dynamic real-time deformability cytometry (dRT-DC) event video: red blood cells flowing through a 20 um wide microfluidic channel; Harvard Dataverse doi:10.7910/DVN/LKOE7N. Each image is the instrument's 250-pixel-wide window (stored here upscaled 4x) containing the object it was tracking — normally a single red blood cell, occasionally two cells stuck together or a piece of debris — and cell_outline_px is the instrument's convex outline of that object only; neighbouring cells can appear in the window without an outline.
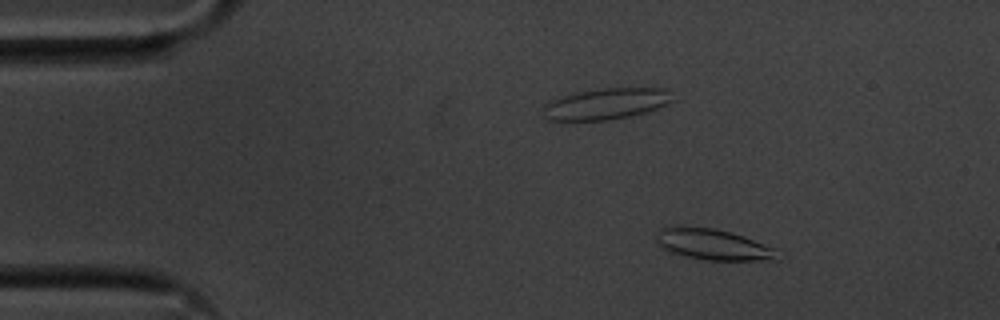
{"species": "common noctule bat (a hibernating species)", "species_latin": "Nyctalus noctula", "temperature_condition": "cold", "stored_images_in_passage": 54, "camera_frame_rate_fps": 3000, "um_per_image_px": 0.085, "animal": {"sex": "male", "body_mass_g": 20.1, "forearm_length_mm": 53.5}, "frame": {"image": 1, "passage_image": 7, "time_ms": 2.0, "image_size_px": [1000, 320], "cell_outline_px": [[780, 260], [704, 260], [668, 252], [660, 244], [656, 232], [660, 228], [672, 224], [680, 224], [712, 228], [732, 232], [744, 236], [776, 248]], "centroid_in_image_um": [60.6, 20.75], "position_along_channel_um": 24.4, "area_um2": 22.31}}
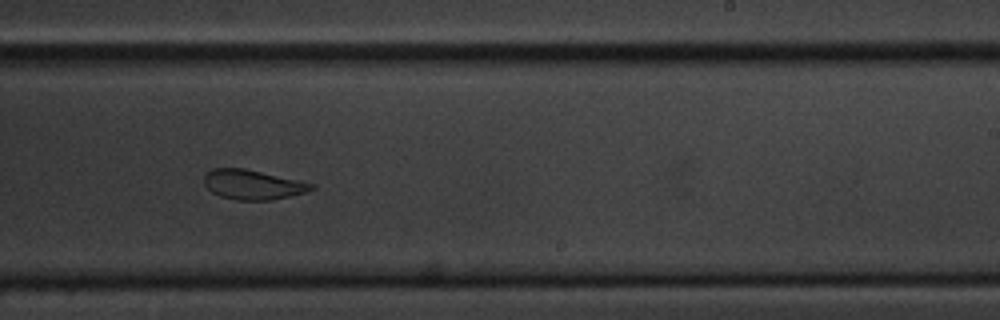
{"frame": {"image": 2, "passage_image": 33, "time_ms": 10.667, "image_size_px": [1000, 320], "cell_outline_px": [[316, 188], [304, 192], [272, 200], [236, 200], [220, 196], [212, 192], [204, 184], [204, 176], [212, 168], [244, 168], [316, 184]], "centroid_in_image_um": [21.48, 15.69], "position_along_channel_um": 267.5, "area_um2": 18.44}}
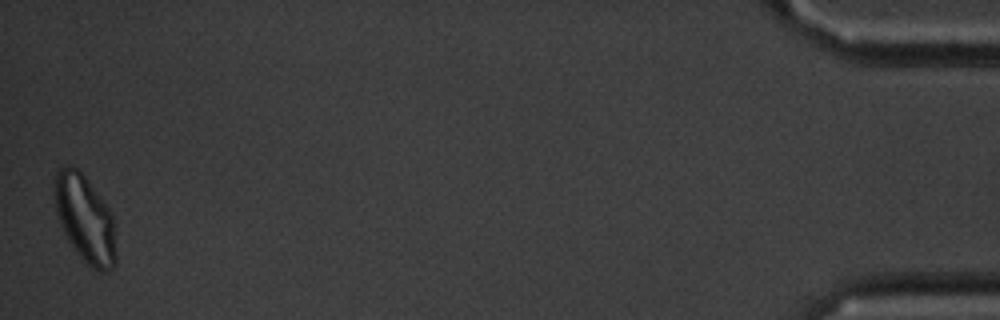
{"frame": {"image": 3, "passage_image": 54, "time_ms": 17.667, "image_size_px": [1000, 320], "cell_outline_px": [[116, 264], [112, 268], [104, 272], [96, 272], [88, 268], [84, 264], [68, 240], [60, 224], [56, 212], [52, 192], [52, 188], [56, 172], [60, 168], [68, 164], [72, 164], [88, 180], [112, 212], [116, 256]], "centroid_in_image_um": [7.2, 18.62], "position_along_channel_um": 428.0, "area_um2": 31.91}, "authors_computed_cell_mechanics": {"area_um2": 20.7213, "velocity_mm_per_s": 3.5877, "shape_relaxation_time_tau1_ms": 6.0739, "shape_relaxation_time_tau2_ms": 1.9752, "deformation_change_tau1": 0.1226, "deformation_change_tau2": 0.0735}}